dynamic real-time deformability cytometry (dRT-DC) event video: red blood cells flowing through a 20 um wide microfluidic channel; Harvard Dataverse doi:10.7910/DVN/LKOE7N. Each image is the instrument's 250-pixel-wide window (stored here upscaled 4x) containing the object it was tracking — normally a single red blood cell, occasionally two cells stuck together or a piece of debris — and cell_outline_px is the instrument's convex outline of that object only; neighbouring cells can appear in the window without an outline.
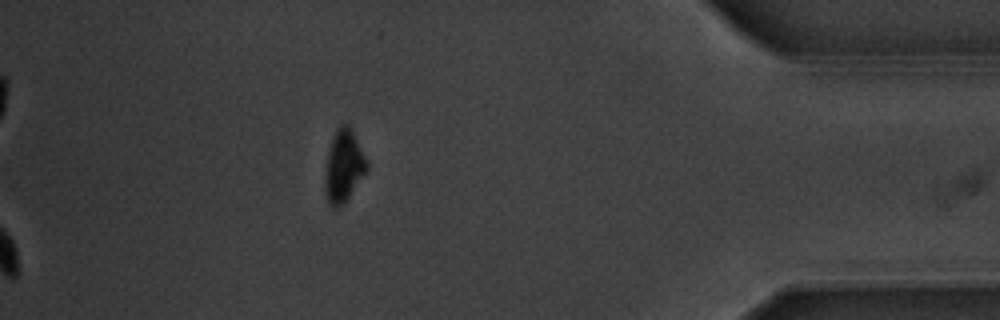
{"species": "common noctule bat (a hibernating species)", "species_latin": "Nyctalus noctula", "temperature_condition": "warm", "stored_images_in_passage": 58, "camera_frame_rate_fps": 3000, "um_per_image_px": 0.085, "animal": {"sex": "male", "body_mass_g": 20.1, "forearm_length_mm": 53.5}, "frame": {"image": 1, "passage_image": 58, "time_ms": 19.0, "image_size_px": [1000, 320], "cell_outline_px": [[368, 168], [344, 204], [336, 208], [332, 208], [328, 204], [324, 188], [324, 172], [328, 152], [336, 128], [340, 124], [348, 124], [368, 164]], "centroid_in_image_um": [29.17, 14.17], "position_along_channel_um": 406.0, "area_um2": 17.4}}